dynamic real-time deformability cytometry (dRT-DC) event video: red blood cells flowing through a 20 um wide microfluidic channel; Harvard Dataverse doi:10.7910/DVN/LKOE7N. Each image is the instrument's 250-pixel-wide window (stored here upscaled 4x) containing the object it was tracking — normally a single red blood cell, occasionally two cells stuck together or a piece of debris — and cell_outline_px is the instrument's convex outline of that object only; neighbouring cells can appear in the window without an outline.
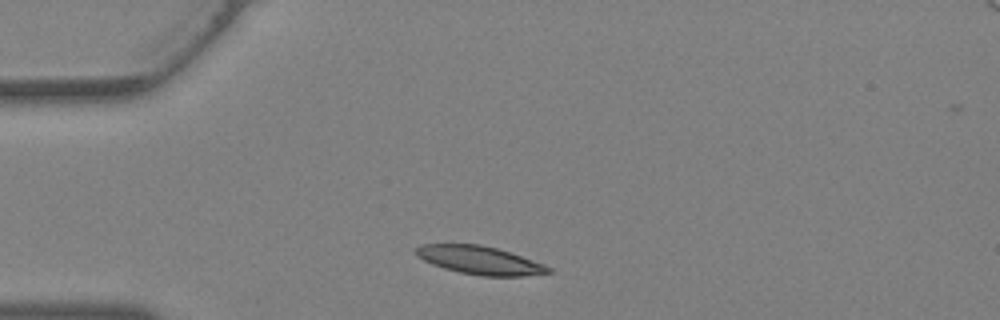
{"species": "Egyptian fruit bat (a non-hibernating species)", "species_latin": "Rousettus aegyptiacus", "temperature_condition": "warm", "stored_images_in_passage": 23, "camera_frame_rate_fps": 3000, "um_per_image_px": 0.085, "animal": {"sex": "female"}, "frame": {"image": 1, "passage_image": 1, "time_ms": 0.0, "image_size_px": [1000, 320], "cell_outline_px": [[552, 272], [524, 276], [480, 276], [460, 272], [444, 268], [432, 264], [416, 256], [416, 248], [420, 244], [480, 244], [496, 248], [544, 264], [552, 268]], "centroid_in_image_um": [40.77, 22.12], "position_along_channel_um": 44.2, "area_um2": 21.62}}
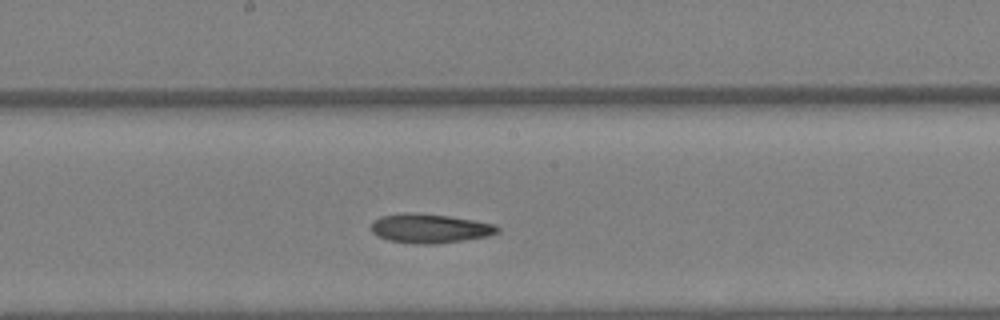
{"frame": {"image": 2, "passage_image": 12, "time_ms": 3.667, "image_size_px": [1000, 320], "cell_outline_px": [[500, 232], [488, 236], [432, 244], [420, 244], [388, 240], [376, 236], [372, 232], [372, 220], [380, 216], [404, 212], [416, 212], [448, 216], [496, 224], [500, 228]], "centroid_in_image_um": [36.51, 19.4], "position_along_channel_um": 211.7, "area_um2": 21.5}}
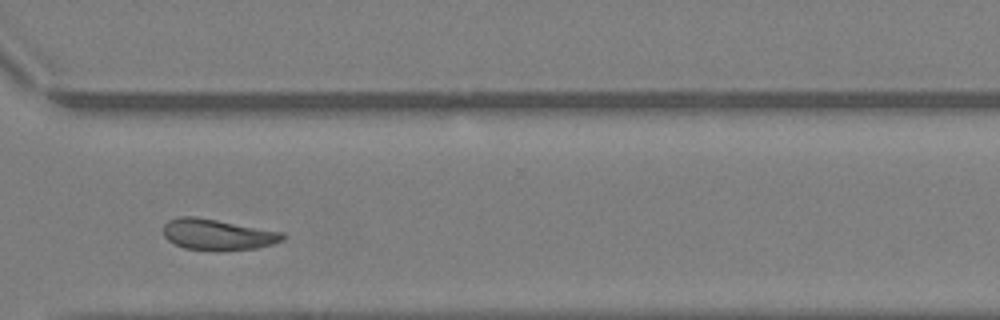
{"frame": {"image": 3, "passage_image": 20, "time_ms": 6.333, "image_size_px": [1000, 320], "cell_outline_px": [[288, 236], [284, 240], [272, 244], [256, 248], [220, 252], [216, 252], [184, 248], [168, 240], [164, 236], [164, 224], [168, 220], [180, 216], [196, 216], [284, 232]], "centroid_in_image_um": [18.53, 19.95], "position_along_channel_um": 352.1, "area_um2": 22.02}}